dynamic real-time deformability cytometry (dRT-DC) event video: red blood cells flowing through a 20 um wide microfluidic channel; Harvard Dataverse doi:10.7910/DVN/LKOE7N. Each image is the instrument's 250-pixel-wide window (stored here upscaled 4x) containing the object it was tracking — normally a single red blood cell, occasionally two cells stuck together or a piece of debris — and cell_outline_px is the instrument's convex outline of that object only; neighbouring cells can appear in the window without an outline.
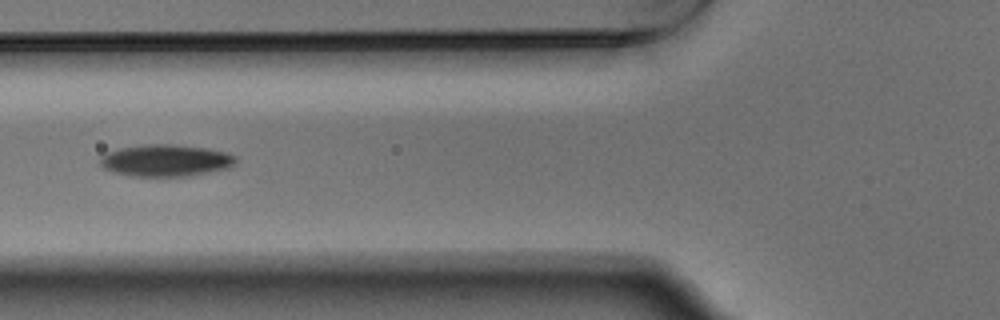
{"species": "Egyptian fruit bat (a non-hibernating species)", "species_latin": "Rousettus aegyptiacus", "temperature_condition": "warm", "stored_images_in_passage": 12, "camera_frame_rate_fps": 3000, "um_per_image_px": 0.085, "animal": {"sex": "male"}, "frame": {"image": 1, "passage_image": 6, "time_ms": 1.667, "image_size_px": [1000, 320], "cell_outline_px": [[236, 160], [228, 168], [188, 176], [128, 176], [112, 172], [104, 168], [100, 164], [100, 156], [108, 152], [120, 148], [144, 144], [168, 144], [208, 148], [224, 152], [236, 156]], "centroid_in_image_um": [14.04, 13.64], "position_along_channel_um": 111.8, "area_um2": 25.14}}
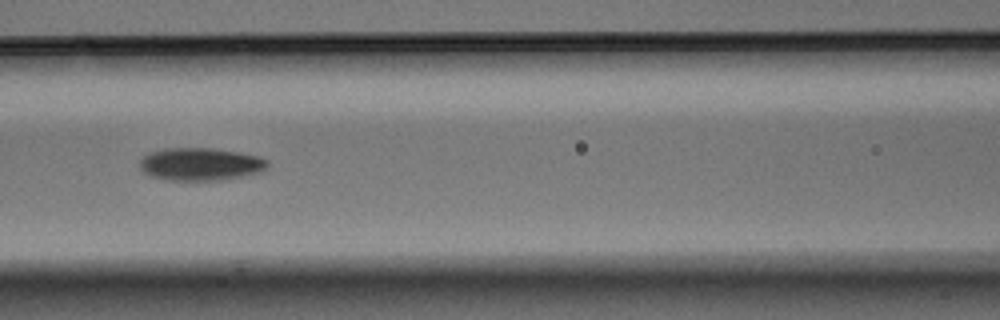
{"frame": {"image": 2, "passage_image": 9, "time_ms": 2.667, "image_size_px": [1000, 320], "cell_outline_px": [[268, 164], [260, 172], [224, 180], [168, 180], [152, 176], [144, 172], [140, 168], [140, 160], [148, 152], [164, 148], [212, 148], [260, 156], [268, 160]], "centroid_in_image_um": [17.03, 13.95], "position_along_channel_um": 149.6, "area_um2": 24.33}}